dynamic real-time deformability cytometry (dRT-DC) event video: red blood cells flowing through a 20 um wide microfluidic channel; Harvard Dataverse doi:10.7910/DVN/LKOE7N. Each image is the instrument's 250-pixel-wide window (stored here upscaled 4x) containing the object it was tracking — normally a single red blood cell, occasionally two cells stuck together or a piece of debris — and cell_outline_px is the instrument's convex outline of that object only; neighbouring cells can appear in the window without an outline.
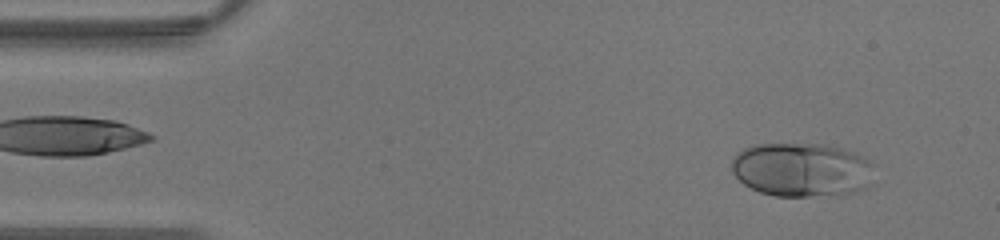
{"species": "human", "species_latin": "Homo sapiens", "temperature_condition": "warm", "stored_images_in_passage": 33, "camera_frame_rate_fps": 3000, "um_per_image_px": 0.085, "donor": {"sex": "male"}, "frame": {"image": 1, "passage_image": 3, "time_ms": 0.667, "image_size_px": [1000, 240], "cell_outline_px": [[876, 184], [868, 188], [856, 192], [808, 196], [776, 196], [760, 192], [744, 184], [732, 172], [732, 156], [736, 152], [744, 148], [756, 144], [824, 144], [840, 148], [864, 156], [872, 160]], "centroid_in_image_um": [68.22, 14.42], "position_along_channel_um": 16.8, "area_um2": 45.55}}
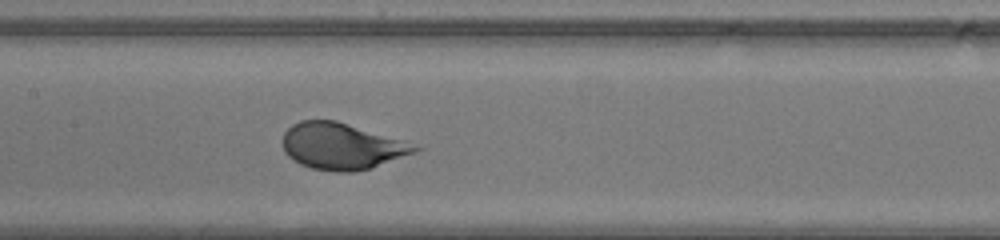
{"frame": {"image": 2, "passage_image": 19, "time_ms": 6.0, "image_size_px": [1000, 240], "cell_outline_px": [[424, 148], [416, 152], [368, 168], [352, 172], [332, 172], [312, 168], [300, 164], [288, 156], [284, 152], [284, 132], [292, 124], [300, 120], [336, 120], [400, 140]], "centroid_in_image_um": [29.0, 12.43], "position_along_channel_um": 178.4, "area_um2": 35.2}}
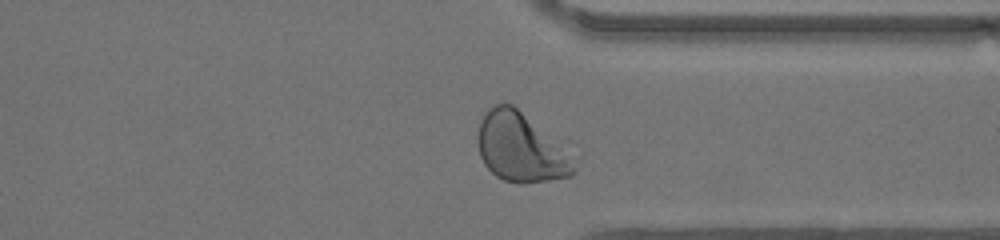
{"frame": {"image": 3, "passage_image": 31, "time_ms": 10.0, "image_size_px": [1000, 240], "cell_outline_px": [[576, 172], [572, 176], [548, 180], [520, 184], [504, 180], [496, 176], [484, 164], [480, 156], [480, 120], [484, 112], [488, 108], [504, 100], [512, 104], [572, 160]], "centroid_in_image_um": [44.16, 12.57], "position_along_channel_um": 367.2, "area_um2": 36.93}}